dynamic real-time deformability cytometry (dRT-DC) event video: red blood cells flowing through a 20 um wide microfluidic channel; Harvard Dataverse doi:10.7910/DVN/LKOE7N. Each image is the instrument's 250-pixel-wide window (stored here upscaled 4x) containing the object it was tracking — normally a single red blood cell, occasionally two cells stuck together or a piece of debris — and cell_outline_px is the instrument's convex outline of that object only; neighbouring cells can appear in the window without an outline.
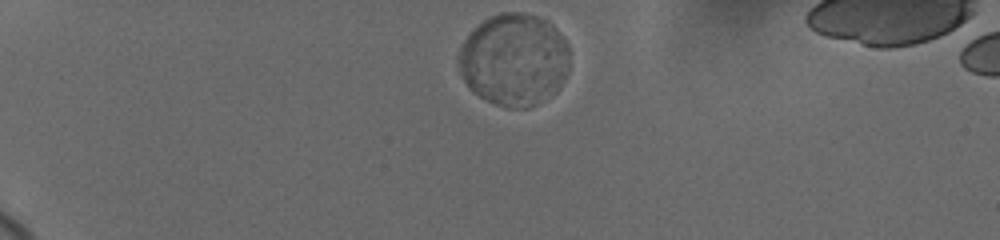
{"species": "human", "species_latin": "Homo sapiens", "temperature_condition": "cold", "stored_images_in_passage": 24, "camera_frame_rate_fps": 3000, "um_per_image_px": 0.085, "donor": {"sex": "female"}, "frame": {"image": 1, "passage_image": 1, "time_ms": 0.0, "image_size_px": [1000, 240], "cell_outline_px": [[568, 68], [556, 92], [536, 104], [528, 108], [504, 108], [472, 92], [468, 88], [460, 72], [460, 48], [464, 40], [476, 24], [488, 16], [500, 12], [524, 12], [536, 16], [552, 24], [568, 44]], "centroid_in_image_um": [43.68, 5.06], "position_along_channel_um": 41.3, "area_um2": 59.77}}
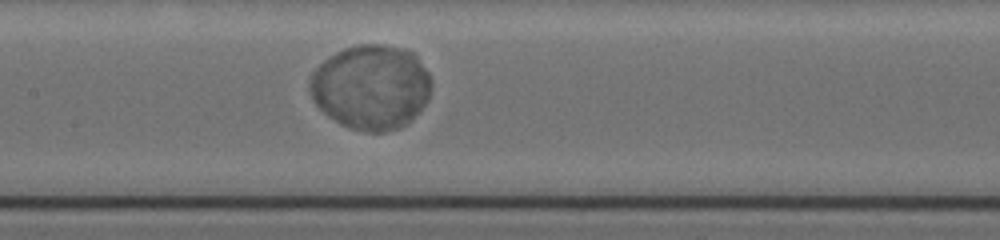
{"frame": {"image": 2, "passage_image": 10, "time_ms": 5.667, "image_size_px": [1000, 240], "cell_outline_px": [[432, 84], [428, 96], [424, 104], [408, 124], [400, 128], [384, 132], [368, 132], [348, 128], [340, 124], [328, 116], [312, 100], [308, 88], [308, 84], [312, 72], [328, 56], [344, 48], [356, 44], [384, 44], [404, 48], [412, 52], [416, 56], [428, 72], [432, 80]], "centroid_in_image_um": [31.52, 7.4], "position_along_channel_um": 175.9, "area_um2": 60.52}}
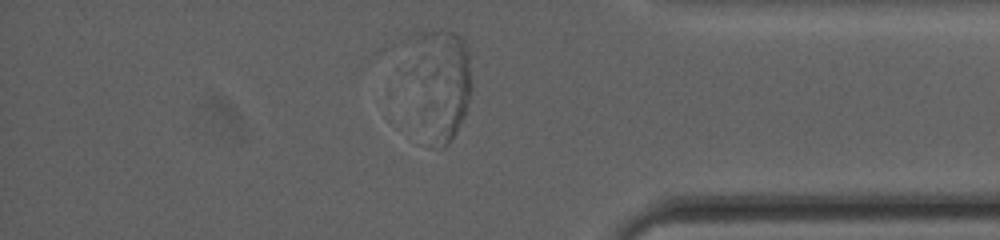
{"frame": {"image": 3, "passage_image": 21, "time_ms": 12.333, "image_size_px": [1000, 240], "cell_outline_px": [[472, 92], [464, 116], [456, 132], [448, 144], [444, 148], [440, 148], [408, 36], [420, 32], [440, 28], [452, 32], [460, 36], [464, 40], [468, 52], [472, 88]], "centroid_in_image_um": [37.7, 6.68], "position_along_channel_um": 397.5, "area_um2": 34.62}}